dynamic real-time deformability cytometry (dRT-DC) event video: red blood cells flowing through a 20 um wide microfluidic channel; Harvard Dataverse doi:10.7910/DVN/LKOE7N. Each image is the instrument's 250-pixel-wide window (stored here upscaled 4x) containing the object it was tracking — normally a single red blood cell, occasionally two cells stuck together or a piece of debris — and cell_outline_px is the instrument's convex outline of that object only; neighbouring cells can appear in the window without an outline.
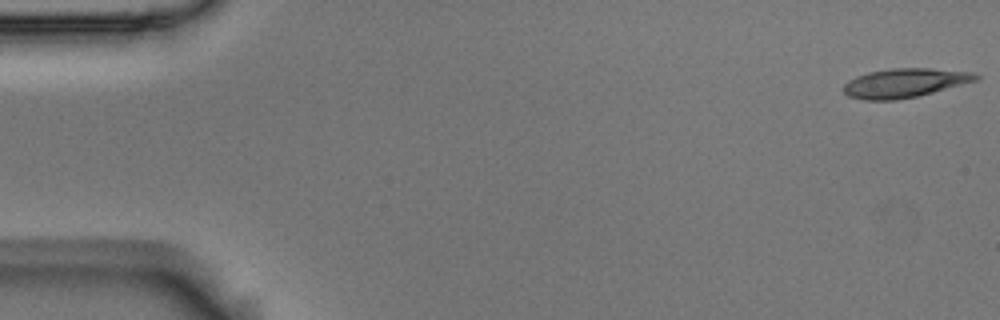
{"species": "Egyptian fruit bat (a non-hibernating species)", "species_latin": "Rousettus aegyptiacus", "temperature_condition": "room temperature", "stored_images_in_passage": 3, "camera_frame_rate_fps": 3000, "um_per_image_px": 0.085, "animal": {"sex": "male"}, "frame": {"image": 1, "passage_image": 1, "time_ms": 0.0, "image_size_px": [1000, 320], "cell_outline_px": [[980, 80], [916, 96], [896, 100], [864, 100], [848, 96], [840, 88], [848, 80], [856, 76], [868, 72], [892, 68], [932, 68], [972, 72], [980, 76]], "centroid_in_image_um": [76.88, 7.04], "position_along_channel_um": 8.1, "area_um2": 22.54}}